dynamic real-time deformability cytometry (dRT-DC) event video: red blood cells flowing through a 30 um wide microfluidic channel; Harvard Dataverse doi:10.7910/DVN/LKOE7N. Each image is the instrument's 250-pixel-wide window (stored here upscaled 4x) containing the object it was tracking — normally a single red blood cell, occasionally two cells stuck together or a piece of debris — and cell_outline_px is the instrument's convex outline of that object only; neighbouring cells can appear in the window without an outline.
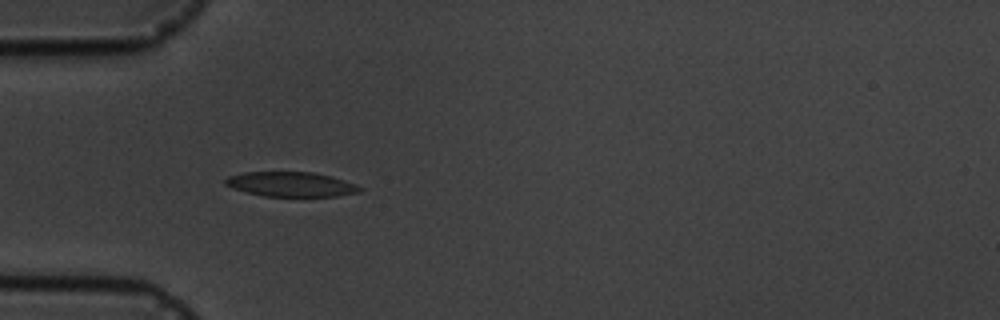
{"species": "common noctule bat (a hibernating species)", "species_latin": "Nyctalus noctula", "temperature_condition": "cold", "stored_images_in_passage": 6, "camera_frame_rate_fps": 3000, "um_per_image_px": 0.085, "animal": {"sex": "male", "body_mass_g": 19.5, "forearm_length_mm": 54.6}, "frame": {"image": 1, "passage_image": 5, "time_ms": 5.333, "image_size_px": [1000, 320], "cell_outline_px": [[364, 188], [360, 192], [336, 196], [264, 196], [232, 188], [224, 184], [224, 180], [228, 176], [244, 172], [312, 172], [332, 176], [356, 184]], "centroid_in_image_um": [24.75, 15.66], "position_along_channel_um": 60.3, "area_um2": 19.36}}
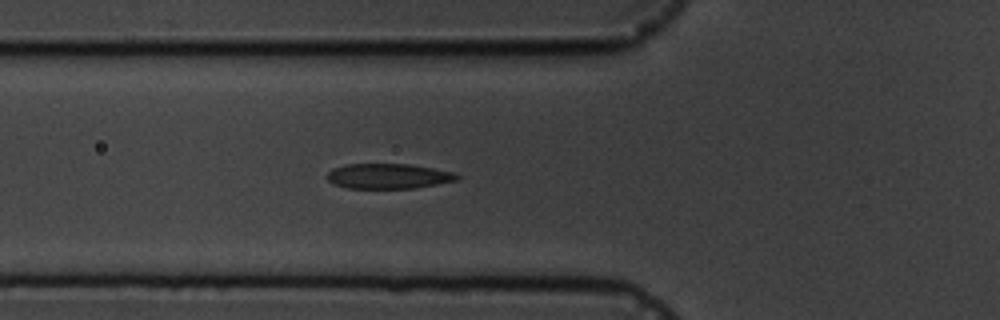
{"frame": {"image": 2, "passage_image": 6, "time_ms": 6.333, "image_size_px": [1000, 320], "cell_outline_px": [[460, 180], [416, 188], [348, 188], [332, 184], [328, 180], [328, 172], [332, 168], [344, 164], [408, 164], [432, 168], [452, 172], [460, 176]], "centroid_in_image_um": [33.01, 14.97], "position_along_channel_um": 92.8, "area_um2": 19.07}}